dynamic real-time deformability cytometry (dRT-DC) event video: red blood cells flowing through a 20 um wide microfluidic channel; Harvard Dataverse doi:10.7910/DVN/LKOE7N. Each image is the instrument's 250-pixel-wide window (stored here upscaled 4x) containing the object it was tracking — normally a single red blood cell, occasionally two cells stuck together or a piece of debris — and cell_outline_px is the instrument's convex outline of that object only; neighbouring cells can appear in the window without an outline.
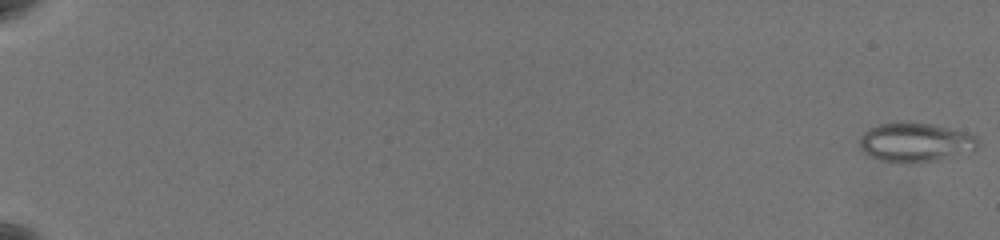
{"species": "common noctule bat (a hibernating species)", "species_latin": "Nyctalus noctula", "temperature_condition": "warm", "stored_images_in_passage": 63, "camera_frame_rate_fps": 3000, "um_per_image_px": 0.085, "animal": {"sex": "female", "body_mass_g": 19.5, "forearm_length_mm": 54.1}, "frame": {"image": 1, "passage_image": 1, "time_ms": 0.0, "image_size_px": [1000, 240], "cell_outline_px": [[980, 144], [976, 152], [936, 160], [912, 164], [880, 160], [864, 152], [860, 148], [860, 136], [864, 132], [880, 124], [896, 120], [908, 120], [932, 124], [964, 132], [976, 136]], "centroid_in_image_um": [77.85, 12.09], "position_along_channel_um": 7.1, "area_um2": 27.69}}
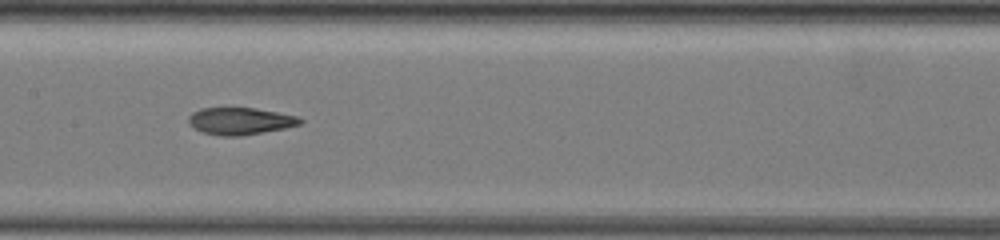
{"frame": {"image": 2, "passage_image": 36, "time_ms": 11.667, "image_size_px": [1000, 240], "cell_outline_px": [[304, 120], [300, 124], [284, 128], [240, 136], [220, 136], [200, 132], [188, 124], [188, 116], [192, 112], [200, 108], [256, 108], [296, 116]], "centroid_in_image_um": [20.35, 10.29], "position_along_channel_um": 187.0, "area_um2": 17.63}}
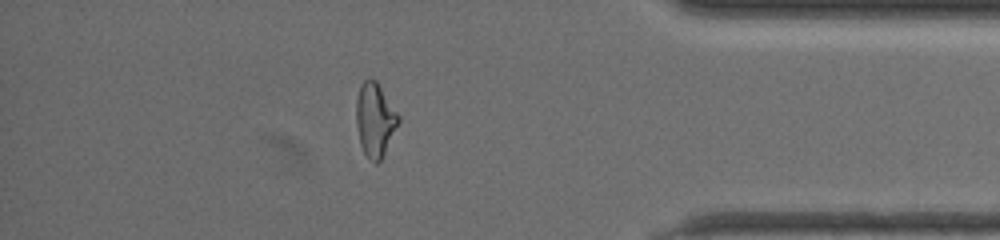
{"frame": {"image": 3, "passage_image": 56, "time_ms": 18.333, "image_size_px": [1000, 240], "cell_outline_px": [[400, 120], [380, 160], [376, 164], [368, 160], [360, 144], [356, 124], [356, 100], [360, 84], [368, 76], [372, 76], [376, 80], [400, 116]], "centroid_in_image_um": [31.85, 10.13], "position_along_channel_um": 403.4, "area_um2": 18.21}, "authors_computed_cell_mechanics": {"area_um2": 19.4208, "velocity_mm_per_s": 3.5865, "shape_relaxation_time_tau1_ms": null, "shape_relaxation_time_tau2_ms": 2.4722, "deformation_change_tau1": null, "deformation_change_tau2": 0.1035}}